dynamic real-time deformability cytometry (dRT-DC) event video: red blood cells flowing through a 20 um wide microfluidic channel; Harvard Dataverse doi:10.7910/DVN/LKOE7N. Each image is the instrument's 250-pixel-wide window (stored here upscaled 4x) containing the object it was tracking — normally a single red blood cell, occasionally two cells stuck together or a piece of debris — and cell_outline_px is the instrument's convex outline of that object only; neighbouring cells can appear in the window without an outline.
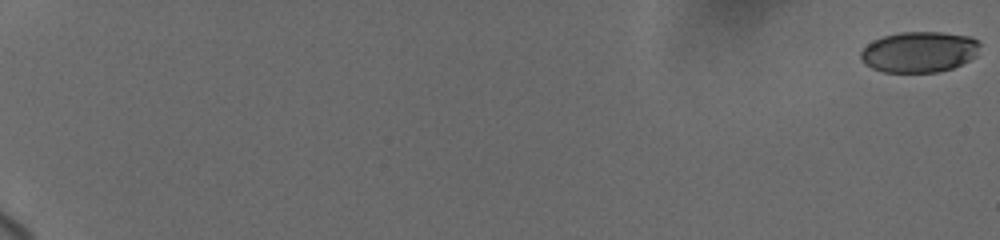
{"species": "human", "species_latin": "Homo sapiens", "temperature_condition": "cold", "stored_images_in_passage": 37, "camera_frame_rate_fps": 3000, "um_per_image_px": 0.085, "donor": {"sex": "female"}, "frame": {"image": 1, "passage_image": 1, "time_ms": 0.0, "image_size_px": [1000, 240], "cell_outline_px": [[980, 44], [976, 56], [952, 68], [936, 72], [884, 72], [872, 68], [864, 64], [860, 60], [860, 52], [872, 40], [884, 36], [900, 32], [940, 32], [972, 36]], "centroid_in_image_um": [78.11, 4.41], "position_along_channel_um": 6.9, "area_um2": 28.38}}
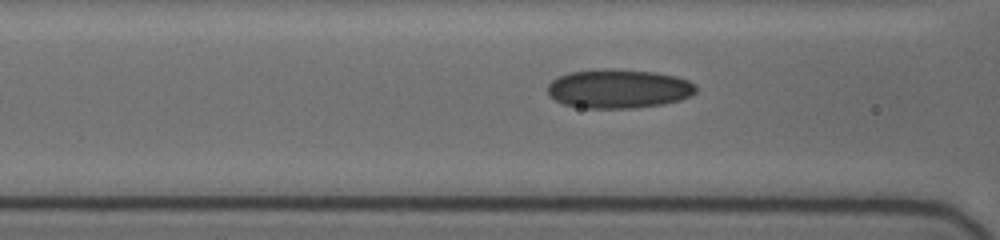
{"frame": {"image": 2, "passage_image": 30, "time_ms": 9.333, "image_size_px": [1000, 240], "cell_outline_px": [[696, 92], [692, 96], [680, 100], [664, 104], [632, 108], [588, 108], [564, 104], [548, 96], [548, 84], [556, 76], [568, 72], [604, 68], [612, 68], [652, 72], [676, 76], [688, 80], [696, 84]], "centroid_in_image_um": [52.58, 7.53], "position_along_channel_um": 114.0, "area_um2": 34.04}}
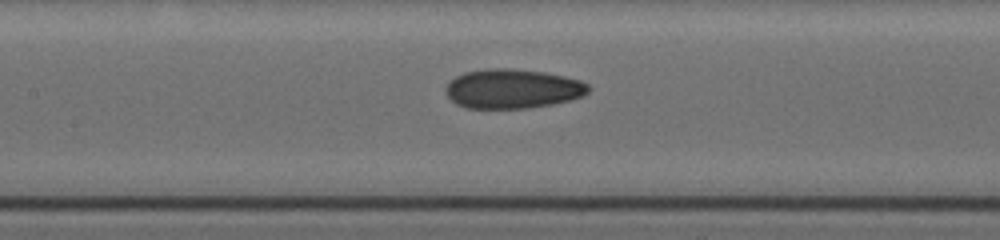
{"frame": {"image": 3, "passage_image": 36, "time_ms": 10.667, "image_size_px": [1000, 240], "cell_outline_px": [[588, 92], [584, 96], [552, 104], [528, 108], [468, 108], [456, 104], [444, 92], [444, 88], [456, 76], [464, 72], [484, 68], [512, 68], [544, 72], [564, 76], [580, 80], [588, 84]], "centroid_in_image_um": [43.55, 7.53], "position_along_channel_um": 163.9, "area_um2": 32.83}}